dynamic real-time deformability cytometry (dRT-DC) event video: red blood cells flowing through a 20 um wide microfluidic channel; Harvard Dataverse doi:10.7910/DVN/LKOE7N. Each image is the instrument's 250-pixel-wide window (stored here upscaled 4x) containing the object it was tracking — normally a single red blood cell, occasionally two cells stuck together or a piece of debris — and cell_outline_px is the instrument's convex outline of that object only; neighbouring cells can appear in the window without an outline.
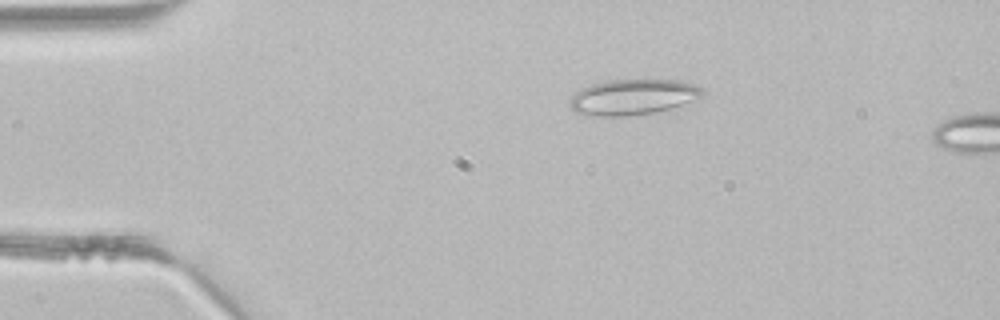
{"species": "common noctule bat (a hibernating species)", "species_latin": "Nyctalus noctula", "temperature_condition": "room temperature", "stored_images_in_passage": 2, "camera_frame_rate_fps": 3000, "um_per_image_px": 0.085, "animal": {"sex": "male", "body_mass_g": 21.5, "forearm_length_mm": 52.0}, "frame": {"image": 1, "passage_image": 1, "time_ms": 0.0, "image_size_px": [1000, 320], "cell_outline_px": [[704, 96], [700, 100], [672, 108], [656, 112], [628, 116], [588, 116], [576, 112], [572, 108], [572, 96], [576, 92], [592, 84], [608, 80], [644, 76], [676, 80], [696, 84], [704, 88]], "centroid_in_image_um": [53.93, 8.2], "position_along_channel_um": 31.1, "area_um2": 28.73}}